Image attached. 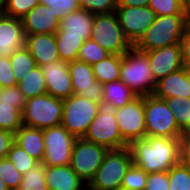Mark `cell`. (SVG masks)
<instances>
[{"mask_svg": "<svg viewBox=\"0 0 190 190\" xmlns=\"http://www.w3.org/2000/svg\"><path fill=\"white\" fill-rule=\"evenodd\" d=\"M25 36L32 34H55L60 20L52 8L39 4L21 18Z\"/></svg>", "mask_w": 190, "mask_h": 190, "instance_id": "17", "label": "cell"}, {"mask_svg": "<svg viewBox=\"0 0 190 190\" xmlns=\"http://www.w3.org/2000/svg\"><path fill=\"white\" fill-rule=\"evenodd\" d=\"M6 0H0V4L2 5Z\"/></svg>", "mask_w": 190, "mask_h": 190, "instance_id": "49", "label": "cell"}, {"mask_svg": "<svg viewBox=\"0 0 190 190\" xmlns=\"http://www.w3.org/2000/svg\"><path fill=\"white\" fill-rule=\"evenodd\" d=\"M39 4V0H6L2 4V13L21 19Z\"/></svg>", "mask_w": 190, "mask_h": 190, "instance_id": "36", "label": "cell"}, {"mask_svg": "<svg viewBox=\"0 0 190 190\" xmlns=\"http://www.w3.org/2000/svg\"><path fill=\"white\" fill-rule=\"evenodd\" d=\"M0 177L10 190H17L22 181L23 174L13 166L7 158H0Z\"/></svg>", "mask_w": 190, "mask_h": 190, "instance_id": "38", "label": "cell"}, {"mask_svg": "<svg viewBox=\"0 0 190 190\" xmlns=\"http://www.w3.org/2000/svg\"><path fill=\"white\" fill-rule=\"evenodd\" d=\"M80 9H84L92 14H104L116 12V0H78Z\"/></svg>", "mask_w": 190, "mask_h": 190, "instance_id": "40", "label": "cell"}, {"mask_svg": "<svg viewBox=\"0 0 190 190\" xmlns=\"http://www.w3.org/2000/svg\"><path fill=\"white\" fill-rule=\"evenodd\" d=\"M128 148L133 164L146 173L167 172L179 163V138L145 136Z\"/></svg>", "mask_w": 190, "mask_h": 190, "instance_id": "1", "label": "cell"}, {"mask_svg": "<svg viewBox=\"0 0 190 190\" xmlns=\"http://www.w3.org/2000/svg\"><path fill=\"white\" fill-rule=\"evenodd\" d=\"M188 6L190 7V0H187Z\"/></svg>", "mask_w": 190, "mask_h": 190, "instance_id": "51", "label": "cell"}, {"mask_svg": "<svg viewBox=\"0 0 190 190\" xmlns=\"http://www.w3.org/2000/svg\"><path fill=\"white\" fill-rule=\"evenodd\" d=\"M2 13V5L0 4V14Z\"/></svg>", "mask_w": 190, "mask_h": 190, "instance_id": "50", "label": "cell"}, {"mask_svg": "<svg viewBox=\"0 0 190 190\" xmlns=\"http://www.w3.org/2000/svg\"><path fill=\"white\" fill-rule=\"evenodd\" d=\"M17 190H48L45 181V166L38 163L27 173L23 174Z\"/></svg>", "mask_w": 190, "mask_h": 190, "instance_id": "32", "label": "cell"}, {"mask_svg": "<svg viewBox=\"0 0 190 190\" xmlns=\"http://www.w3.org/2000/svg\"><path fill=\"white\" fill-rule=\"evenodd\" d=\"M25 46L22 20L0 14V56H10Z\"/></svg>", "mask_w": 190, "mask_h": 190, "instance_id": "18", "label": "cell"}, {"mask_svg": "<svg viewBox=\"0 0 190 190\" xmlns=\"http://www.w3.org/2000/svg\"><path fill=\"white\" fill-rule=\"evenodd\" d=\"M179 163L190 168V131L179 137Z\"/></svg>", "mask_w": 190, "mask_h": 190, "instance_id": "44", "label": "cell"}, {"mask_svg": "<svg viewBox=\"0 0 190 190\" xmlns=\"http://www.w3.org/2000/svg\"><path fill=\"white\" fill-rule=\"evenodd\" d=\"M117 6L146 7L150 0H116Z\"/></svg>", "mask_w": 190, "mask_h": 190, "instance_id": "47", "label": "cell"}, {"mask_svg": "<svg viewBox=\"0 0 190 190\" xmlns=\"http://www.w3.org/2000/svg\"><path fill=\"white\" fill-rule=\"evenodd\" d=\"M18 170L19 173L25 174L31 168L35 167L39 162L31 157L24 149L17 143L11 146V149L6 156Z\"/></svg>", "mask_w": 190, "mask_h": 190, "instance_id": "33", "label": "cell"}, {"mask_svg": "<svg viewBox=\"0 0 190 190\" xmlns=\"http://www.w3.org/2000/svg\"><path fill=\"white\" fill-rule=\"evenodd\" d=\"M122 55L110 54L105 59L92 65L95 80L104 84L120 80Z\"/></svg>", "mask_w": 190, "mask_h": 190, "instance_id": "25", "label": "cell"}, {"mask_svg": "<svg viewBox=\"0 0 190 190\" xmlns=\"http://www.w3.org/2000/svg\"><path fill=\"white\" fill-rule=\"evenodd\" d=\"M0 190H10L9 187L2 181L0 177Z\"/></svg>", "mask_w": 190, "mask_h": 190, "instance_id": "48", "label": "cell"}, {"mask_svg": "<svg viewBox=\"0 0 190 190\" xmlns=\"http://www.w3.org/2000/svg\"><path fill=\"white\" fill-rule=\"evenodd\" d=\"M145 53L148 55L150 67L156 81L183 68L180 44L168 45Z\"/></svg>", "mask_w": 190, "mask_h": 190, "instance_id": "16", "label": "cell"}, {"mask_svg": "<svg viewBox=\"0 0 190 190\" xmlns=\"http://www.w3.org/2000/svg\"><path fill=\"white\" fill-rule=\"evenodd\" d=\"M133 164L128 147L108 150L94 178L87 185L88 190H118L121 182Z\"/></svg>", "mask_w": 190, "mask_h": 190, "instance_id": "4", "label": "cell"}, {"mask_svg": "<svg viewBox=\"0 0 190 190\" xmlns=\"http://www.w3.org/2000/svg\"><path fill=\"white\" fill-rule=\"evenodd\" d=\"M108 149L84 138H77L73 145L70 166L86 183L94 178Z\"/></svg>", "mask_w": 190, "mask_h": 190, "instance_id": "10", "label": "cell"}, {"mask_svg": "<svg viewBox=\"0 0 190 190\" xmlns=\"http://www.w3.org/2000/svg\"><path fill=\"white\" fill-rule=\"evenodd\" d=\"M74 94L100 103L103 84L95 80L92 65L74 60L68 63Z\"/></svg>", "mask_w": 190, "mask_h": 190, "instance_id": "14", "label": "cell"}, {"mask_svg": "<svg viewBox=\"0 0 190 190\" xmlns=\"http://www.w3.org/2000/svg\"><path fill=\"white\" fill-rule=\"evenodd\" d=\"M15 143V134L0 129V158H5L7 153L11 149V146Z\"/></svg>", "mask_w": 190, "mask_h": 190, "instance_id": "45", "label": "cell"}, {"mask_svg": "<svg viewBox=\"0 0 190 190\" xmlns=\"http://www.w3.org/2000/svg\"><path fill=\"white\" fill-rule=\"evenodd\" d=\"M125 37L134 45L155 20V12L148 6H118L116 9Z\"/></svg>", "mask_w": 190, "mask_h": 190, "instance_id": "13", "label": "cell"}, {"mask_svg": "<svg viewBox=\"0 0 190 190\" xmlns=\"http://www.w3.org/2000/svg\"><path fill=\"white\" fill-rule=\"evenodd\" d=\"M27 98L16 86L0 88V102L13 103L19 111L23 112Z\"/></svg>", "mask_w": 190, "mask_h": 190, "instance_id": "41", "label": "cell"}, {"mask_svg": "<svg viewBox=\"0 0 190 190\" xmlns=\"http://www.w3.org/2000/svg\"><path fill=\"white\" fill-rule=\"evenodd\" d=\"M45 181L48 190H86V183L70 165L45 166ZM86 187V188H85Z\"/></svg>", "mask_w": 190, "mask_h": 190, "instance_id": "21", "label": "cell"}, {"mask_svg": "<svg viewBox=\"0 0 190 190\" xmlns=\"http://www.w3.org/2000/svg\"><path fill=\"white\" fill-rule=\"evenodd\" d=\"M17 87L27 99L46 94V84L42 68L36 66L17 84Z\"/></svg>", "mask_w": 190, "mask_h": 190, "instance_id": "27", "label": "cell"}, {"mask_svg": "<svg viewBox=\"0 0 190 190\" xmlns=\"http://www.w3.org/2000/svg\"><path fill=\"white\" fill-rule=\"evenodd\" d=\"M44 166L70 165L73 145L77 139L63 125L43 129Z\"/></svg>", "mask_w": 190, "mask_h": 190, "instance_id": "11", "label": "cell"}, {"mask_svg": "<svg viewBox=\"0 0 190 190\" xmlns=\"http://www.w3.org/2000/svg\"><path fill=\"white\" fill-rule=\"evenodd\" d=\"M54 35L59 59L67 63L77 60L79 50L84 43L81 36L66 35V31H62L60 28Z\"/></svg>", "mask_w": 190, "mask_h": 190, "instance_id": "26", "label": "cell"}, {"mask_svg": "<svg viewBox=\"0 0 190 190\" xmlns=\"http://www.w3.org/2000/svg\"><path fill=\"white\" fill-rule=\"evenodd\" d=\"M153 95L160 99L190 98V69L183 67L158 80Z\"/></svg>", "mask_w": 190, "mask_h": 190, "instance_id": "19", "label": "cell"}, {"mask_svg": "<svg viewBox=\"0 0 190 190\" xmlns=\"http://www.w3.org/2000/svg\"><path fill=\"white\" fill-rule=\"evenodd\" d=\"M168 172L148 173L145 190H170Z\"/></svg>", "mask_w": 190, "mask_h": 190, "instance_id": "43", "label": "cell"}, {"mask_svg": "<svg viewBox=\"0 0 190 190\" xmlns=\"http://www.w3.org/2000/svg\"><path fill=\"white\" fill-rule=\"evenodd\" d=\"M63 99L48 93L28 98L22 112L24 126L46 129L62 124Z\"/></svg>", "mask_w": 190, "mask_h": 190, "instance_id": "6", "label": "cell"}, {"mask_svg": "<svg viewBox=\"0 0 190 190\" xmlns=\"http://www.w3.org/2000/svg\"><path fill=\"white\" fill-rule=\"evenodd\" d=\"M22 125V112L13 103L0 102V129L15 134Z\"/></svg>", "mask_w": 190, "mask_h": 190, "instance_id": "30", "label": "cell"}, {"mask_svg": "<svg viewBox=\"0 0 190 190\" xmlns=\"http://www.w3.org/2000/svg\"><path fill=\"white\" fill-rule=\"evenodd\" d=\"M105 49L92 39L86 40L81 46L77 60L93 65L109 56Z\"/></svg>", "mask_w": 190, "mask_h": 190, "instance_id": "34", "label": "cell"}, {"mask_svg": "<svg viewBox=\"0 0 190 190\" xmlns=\"http://www.w3.org/2000/svg\"><path fill=\"white\" fill-rule=\"evenodd\" d=\"M25 47L39 67L60 60L54 34L27 35L25 36Z\"/></svg>", "mask_w": 190, "mask_h": 190, "instance_id": "20", "label": "cell"}, {"mask_svg": "<svg viewBox=\"0 0 190 190\" xmlns=\"http://www.w3.org/2000/svg\"><path fill=\"white\" fill-rule=\"evenodd\" d=\"M90 39L115 55H123L133 47L123 33L116 12L94 14Z\"/></svg>", "mask_w": 190, "mask_h": 190, "instance_id": "7", "label": "cell"}, {"mask_svg": "<svg viewBox=\"0 0 190 190\" xmlns=\"http://www.w3.org/2000/svg\"><path fill=\"white\" fill-rule=\"evenodd\" d=\"M98 111L97 116L89 125L83 138L97 145H101L108 150L128 147V144L120 134L115 117L116 107L113 104L101 101Z\"/></svg>", "mask_w": 190, "mask_h": 190, "instance_id": "5", "label": "cell"}, {"mask_svg": "<svg viewBox=\"0 0 190 190\" xmlns=\"http://www.w3.org/2000/svg\"><path fill=\"white\" fill-rule=\"evenodd\" d=\"M45 78L46 92L56 98L65 99L74 94L68 63L56 60L41 66Z\"/></svg>", "mask_w": 190, "mask_h": 190, "instance_id": "15", "label": "cell"}, {"mask_svg": "<svg viewBox=\"0 0 190 190\" xmlns=\"http://www.w3.org/2000/svg\"><path fill=\"white\" fill-rule=\"evenodd\" d=\"M189 25L190 14L156 16L152 25L133 46L146 52L172 44H180Z\"/></svg>", "mask_w": 190, "mask_h": 190, "instance_id": "2", "label": "cell"}, {"mask_svg": "<svg viewBox=\"0 0 190 190\" xmlns=\"http://www.w3.org/2000/svg\"><path fill=\"white\" fill-rule=\"evenodd\" d=\"M144 111L146 136L179 138L183 134L164 99L144 96Z\"/></svg>", "mask_w": 190, "mask_h": 190, "instance_id": "8", "label": "cell"}, {"mask_svg": "<svg viewBox=\"0 0 190 190\" xmlns=\"http://www.w3.org/2000/svg\"><path fill=\"white\" fill-rule=\"evenodd\" d=\"M168 108L174 113L178 127L190 131V98L172 97L164 99Z\"/></svg>", "mask_w": 190, "mask_h": 190, "instance_id": "29", "label": "cell"}, {"mask_svg": "<svg viewBox=\"0 0 190 190\" xmlns=\"http://www.w3.org/2000/svg\"><path fill=\"white\" fill-rule=\"evenodd\" d=\"M17 84L10 64V56H0V88L12 87Z\"/></svg>", "mask_w": 190, "mask_h": 190, "instance_id": "42", "label": "cell"}, {"mask_svg": "<svg viewBox=\"0 0 190 190\" xmlns=\"http://www.w3.org/2000/svg\"><path fill=\"white\" fill-rule=\"evenodd\" d=\"M147 177L148 173L132 164L121 182V188L127 190H145Z\"/></svg>", "mask_w": 190, "mask_h": 190, "instance_id": "37", "label": "cell"}, {"mask_svg": "<svg viewBox=\"0 0 190 190\" xmlns=\"http://www.w3.org/2000/svg\"><path fill=\"white\" fill-rule=\"evenodd\" d=\"M98 109V102L73 94L63 99L62 125L76 138H83Z\"/></svg>", "mask_w": 190, "mask_h": 190, "instance_id": "9", "label": "cell"}, {"mask_svg": "<svg viewBox=\"0 0 190 190\" xmlns=\"http://www.w3.org/2000/svg\"><path fill=\"white\" fill-rule=\"evenodd\" d=\"M115 117L120 134L128 145L146 136L144 96H137L128 104L116 108Z\"/></svg>", "mask_w": 190, "mask_h": 190, "instance_id": "12", "label": "cell"}, {"mask_svg": "<svg viewBox=\"0 0 190 190\" xmlns=\"http://www.w3.org/2000/svg\"><path fill=\"white\" fill-rule=\"evenodd\" d=\"M15 143L39 163H42L45 151L43 129L22 125L15 132Z\"/></svg>", "mask_w": 190, "mask_h": 190, "instance_id": "22", "label": "cell"}, {"mask_svg": "<svg viewBox=\"0 0 190 190\" xmlns=\"http://www.w3.org/2000/svg\"><path fill=\"white\" fill-rule=\"evenodd\" d=\"M150 7L156 16L190 14L187 0H150Z\"/></svg>", "mask_w": 190, "mask_h": 190, "instance_id": "31", "label": "cell"}, {"mask_svg": "<svg viewBox=\"0 0 190 190\" xmlns=\"http://www.w3.org/2000/svg\"><path fill=\"white\" fill-rule=\"evenodd\" d=\"M181 46V61L183 67L190 69V28L185 33L180 42Z\"/></svg>", "mask_w": 190, "mask_h": 190, "instance_id": "46", "label": "cell"}, {"mask_svg": "<svg viewBox=\"0 0 190 190\" xmlns=\"http://www.w3.org/2000/svg\"><path fill=\"white\" fill-rule=\"evenodd\" d=\"M137 95L121 80L103 84L102 101L113 104L116 108L128 104Z\"/></svg>", "mask_w": 190, "mask_h": 190, "instance_id": "24", "label": "cell"}, {"mask_svg": "<svg viewBox=\"0 0 190 190\" xmlns=\"http://www.w3.org/2000/svg\"><path fill=\"white\" fill-rule=\"evenodd\" d=\"M120 80L137 96L153 95L157 81L153 76L148 55L134 46L123 54Z\"/></svg>", "mask_w": 190, "mask_h": 190, "instance_id": "3", "label": "cell"}, {"mask_svg": "<svg viewBox=\"0 0 190 190\" xmlns=\"http://www.w3.org/2000/svg\"><path fill=\"white\" fill-rule=\"evenodd\" d=\"M41 5L52 8L54 15L61 21L68 13L80 9L78 0H39Z\"/></svg>", "mask_w": 190, "mask_h": 190, "instance_id": "39", "label": "cell"}, {"mask_svg": "<svg viewBox=\"0 0 190 190\" xmlns=\"http://www.w3.org/2000/svg\"><path fill=\"white\" fill-rule=\"evenodd\" d=\"M170 190H190V168L178 163L168 171Z\"/></svg>", "mask_w": 190, "mask_h": 190, "instance_id": "35", "label": "cell"}, {"mask_svg": "<svg viewBox=\"0 0 190 190\" xmlns=\"http://www.w3.org/2000/svg\"><path fill=\"white\" fill-rule=\"evenodd\" d=\"M10 64L14 76L19 83L37 65L29 50L23 46L10 55Z\"/></svg>", "mask_w": 190, "mask_h": 190, "instance_id": "28", "label": "cell"}, {"mask_svg": "<svg viewBox=\"0 0 190 190\" xmlns=\"http://www.w3.org/2000/svg\"><path fill=\"white\" fill-rule=\"evenodd\" d=\"M93 21L94 14L79 9L68 13L60 21V29L66 31V35L81 36V39L85 42L90 39Z\"/></svg>", "mask_w": 190, "mask_h": 190, "instance_id": "23", "label": "cell"}]
</instances>
